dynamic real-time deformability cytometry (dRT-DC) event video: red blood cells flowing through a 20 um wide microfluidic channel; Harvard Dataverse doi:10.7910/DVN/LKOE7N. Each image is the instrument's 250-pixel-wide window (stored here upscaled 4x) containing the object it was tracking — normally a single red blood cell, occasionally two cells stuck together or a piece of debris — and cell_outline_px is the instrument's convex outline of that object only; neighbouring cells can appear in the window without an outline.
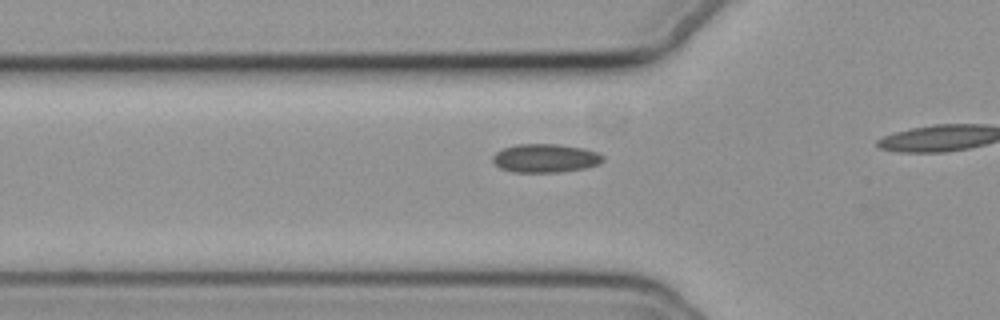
{"species": "common noctule bat (a hibernating species)", "species_latin": "Nyctalus noctula", "temperature_condition": "cold", "stored_images_in_passage": 22, "camera_frame_rate_fps": 3000, "um_per_image_px": 0.085, "animal": {"sex": "female", "body_mass_g": 19.3, "forearm_length_mm": 54.1}, "frame": {"image": 1, "passage_image": 13, "time_ms": 4.0, "image_size_px": [1000, 320], "cell_outline_px": [[604, 160], [600, 164], [584, 168], [560, 172], [512, 172], [500, 168], [492, 160], [492, 156], [496, 152], [504, 148], [516, 144], [556, 144], [584, 148], [596, 152], [604, 156]], "centroid_in_image_um": [46.36, 13.45], "position_along_channel_um": 79.4, "area_um2": 18.38}}
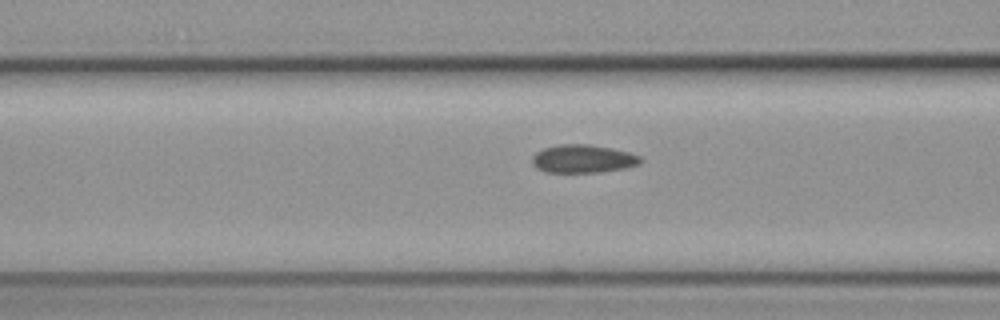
{"frame": {"image": 2, "passage_image": 16, "time_ms": 5.0, "image_size_px": [1000, 320], "cell_outline_px": [[644, 160], [640, 164], [624, 168], [600, 172], [544, 172], [536, 168], [532, 164], [532, 156], [536, 152], [544, 148], [560, 144], [588, 144], [612, 148], [628, 152], [640, 156]], "centroid_in_image_um": [49.55, 13.5], "position_along_channel_um": 117.1, "area_um2": 17.86}}
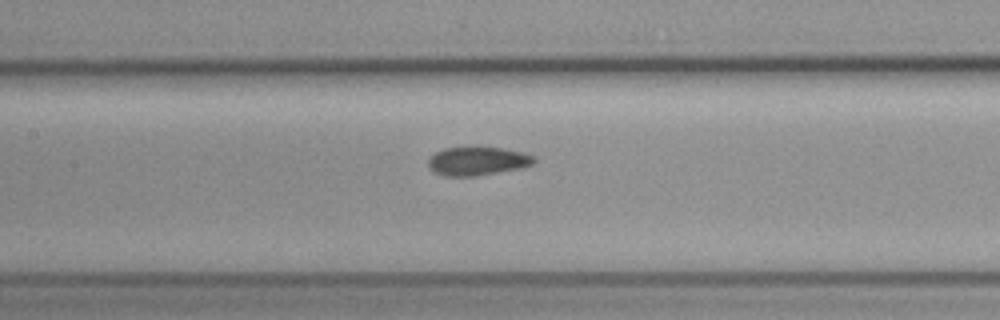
{"frame": {"image": 3, "passage_image": 20, "time_ms": 6.333, "image_size_px": [1000, 320], "cell_outline_px": [[536, 160], [532, 164], [520, 168], [472, 176], [444, 176], [436, 172], [428, 164], [428, 160], [436, 152], [444, 148], [504, 148], [524, 152], [536, 156]], "centroid_in_image_um": [40.63, 13.69], "position_along_channel_um": 166.8, "area_um2": 17.22}}